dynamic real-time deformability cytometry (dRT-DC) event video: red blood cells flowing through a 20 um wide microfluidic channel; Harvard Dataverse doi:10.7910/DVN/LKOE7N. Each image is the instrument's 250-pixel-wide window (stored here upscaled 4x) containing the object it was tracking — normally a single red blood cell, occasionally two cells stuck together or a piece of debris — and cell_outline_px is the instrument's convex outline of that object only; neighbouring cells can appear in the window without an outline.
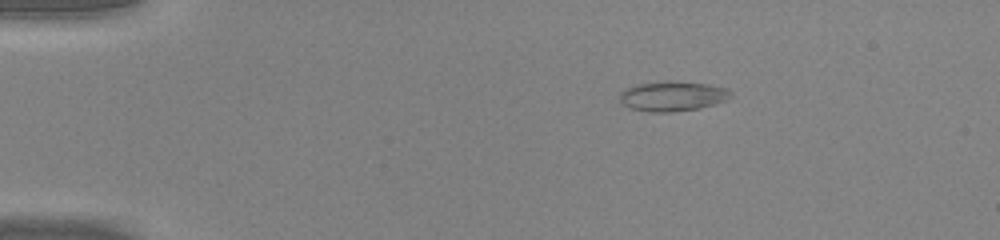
{"species": "common noctule bat (a hibernating species)", "species_latin": "Nyctalus noctula", "temperature_condition": "warm", "stored_images_in_passage": 41, "camera_frame_rate_fps": 3000, "um_per_image_px": 0.085, "animal": {"sex": "male", "body_mass_g": 20.0, "forearm_length_mm": 53.3}, "frame": {"image": 1, "passage_image": 1, "time_ms": 0.0, "image_size_px": [1000, 240], "cell_outline_px": [[732, 96], [728, 100], [716, 104], [700, 108], [672, 112], [648, 112], [628, 108], [620, 100], [620, 92], [636, 84], [668, 80], [708, 84], [728, 88], [732, 92]], "centroid_in_image_um": [57.2, 8.17], "position_along_channel_um": 27.8, "area_um2": 19.65}}
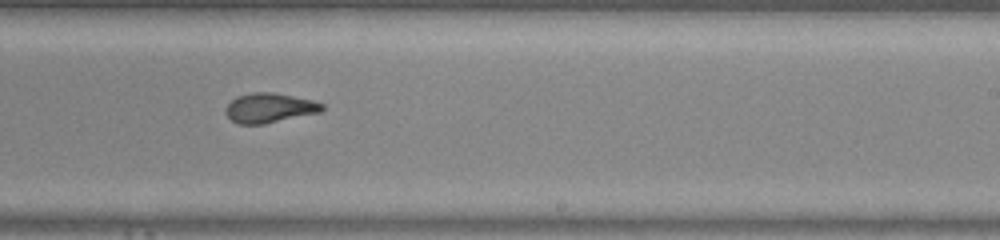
{"frame": {"image": 2, "passage_image": 23, "time_ms": 7.333, "image_size_px": [1000, 240], "cell_outline_px": [[324, 108], [320, 112], [264, 124], [236, 124], [224, 112], [224, 108], [236, 96], [252, 92], [272, 92], [312, 100], [324, 104]], "centroid_in_image_um": [22.87, 9.17], "position_along_channel_um": 266.1, "area_um2": 16.65}}
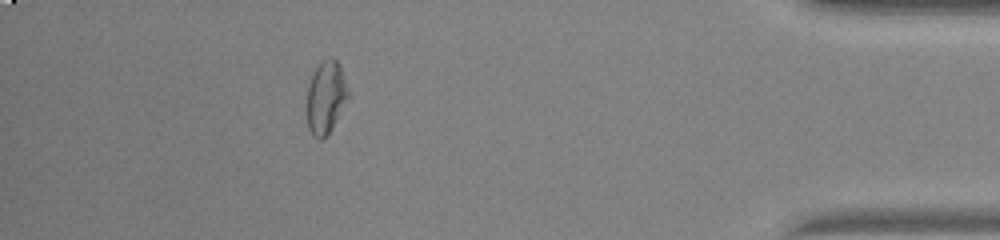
{"frame": {"image": 3, "passage_image": 36, "time_ms": 11.667, "image_size_px": [1000, 240], "cell_outline_px": [[352, 96], [324, 140], [320, 140], [312, 136], [308, 128], [308, 84], [312, 72], [320, 60], [328, 56], [332, 56], [340, 64], [352, 92]], "centroid_in_image_um": [27.76, 8.22], "position_along_channel_um": 407.4, "area_um2": 18.44}, "authors_computed_cell_mechanics": {"area_um2": 17.3978, "velocity_mm_per_s": 4.309, "shape_relaxation_time_tau1_ms": 5.1624, "shape_relaxation_time_tau2_ms": 1.9682, "deformation_change_tau1": 0.1628, "deformation_change_tau2": 0.091}}